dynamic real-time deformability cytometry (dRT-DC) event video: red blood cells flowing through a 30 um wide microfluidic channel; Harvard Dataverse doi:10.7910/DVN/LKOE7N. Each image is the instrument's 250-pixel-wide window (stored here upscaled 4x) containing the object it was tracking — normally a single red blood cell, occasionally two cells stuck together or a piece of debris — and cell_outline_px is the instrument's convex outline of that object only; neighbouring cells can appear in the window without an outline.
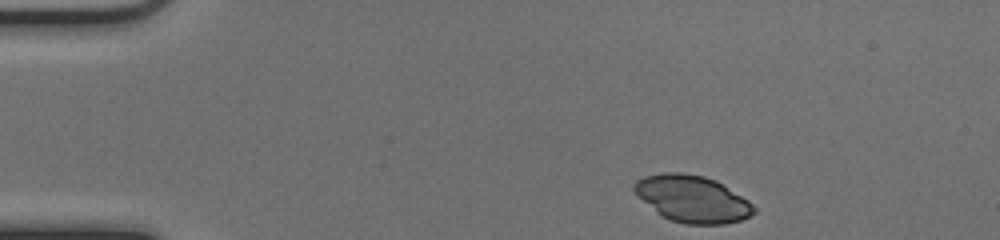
{"species": "common noctule bat (a hibernating species)", "species_latin": "Nyctalus noctula", "temperature_condition": "cold", "stored_images_in_passage": 39, "camera_frame_rate_fps": 3000, "um_per_image_px": 0.085, "animal": {"sex": "female", "body_mass_g": 17.0, "forearm_length_mm": 48.0}, "frame": {"image": 1, "passage_image": 1, "time_ms": 0.0, "image_size_px": [1000, 240], "cell_outline_px": [[756, 212], [740, 220], [724, 224], [684, 224], [672, 220], [656, 212], [632, 188], [632, 184], [636, 180], [644, 176], [664, 172], [680, 172], [704, 176], [716, 180], [748, 200], [756, 208]], "centroid_in_image_um": [58.86, 16.89], "position_along_channel_um": 26.1, "area_um2": 32.37}}